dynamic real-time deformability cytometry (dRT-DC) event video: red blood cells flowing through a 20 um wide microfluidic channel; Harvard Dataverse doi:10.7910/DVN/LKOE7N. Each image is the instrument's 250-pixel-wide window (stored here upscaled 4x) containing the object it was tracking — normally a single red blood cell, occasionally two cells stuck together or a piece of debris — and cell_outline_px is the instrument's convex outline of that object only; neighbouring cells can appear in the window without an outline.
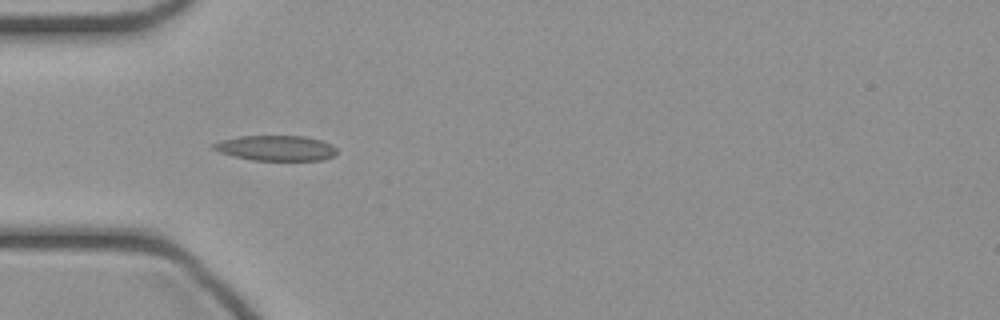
{"species": "common noctule bat (a hibernating species)", "species_latin": "Nyctalus noctula", "temperature_condition": "cold", "stored_images_in_passage": 11, "camera_frame_rate_fps": 3000, "um_per_image_px": 0.085, "animal": {"sex": "female", "body_mass_g": 21.9}, "frame": {"image": 1, "passage_image": 4, "time_ms": 1.0, "image_size_px": [1000, 320], "cell_outline_px": [[336, 152], [332, 156], [324, 160], [252, 160], [232, 156], [220, 152], [212, 148], [212, 144], [220, 140], [240, 136], [304, 136], [320, 140], [332, 144], [336, 148]], "centroid_in_image_um": [23.44, 12.58], "position_along_channel_um": 61.6, "area_um2": 18.15}}
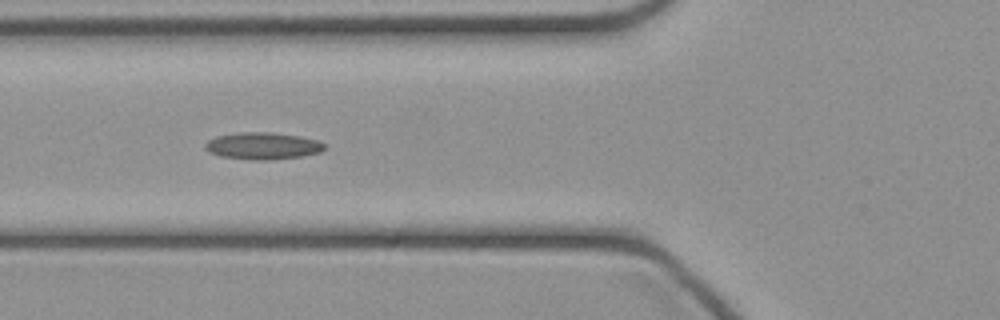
{"frame": {"image": 2, "passage_image": 7, "time_ms": 2.0, "image_size_px": [1000, 320], "cell_outline_px": [[324, 148], [320, 152], [300, 156], [272, 160], [252, 160], [220, 156], [208, 152], [204, 148], [204, 144], [208, 140], [216, 136], [240, 132], [272, 132], [300, 136], [316, 140], [324, 144]], "centroid_in_image_um": [22.28, 12.4], "position_along_channel_um": 103.5, "area_um2": 18.79}}